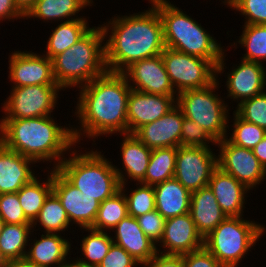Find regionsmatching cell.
Masks as SVG:
<instances>
[{"label": "cell", "mask_w": 266, "mask_h": 267, "mask_svg": "<svg viewBox=\"0 0 266 267\" xmlns=\"http://www.w3.org/2000/svg\"><path fill=\"white\" fill-rule=\"evenodd\" d=\"M32 224H5L0 234V259L3 263L24 261ZM31 234V235H30Z\"/></svg>", "instance_id": "28"}, {"label": "cell", "mask_w": 266, "mask_h": 267, "mask_svg": "<svg viewBox=\"0 0 266 267\" xmlns=\"http://www.w3.org/2000/svg\"><path fill=\"white\" fill-rule=\"evenodd\" d=\"M150 4L157 2V1H163V0H148Z\"/></svg>", "instance_id": "53"}, {"label": "cell", "mask_w": 266, "mask_h": 267, "mask_svg": "<svg viewBox=\"0 0 266 267\" xmlns=\"http://www.w3.org/2000/svg\"><path fill=\"white\" fill-rule=\"evenodd\" d=\"M230 8L245 16L244 24H266V0H236Z\"/></svg>", "instance_id": "41"}, {"label": "cell", "mask_w": 266, "mask_h": 267, "mask_svg": "<svg viewBox=\"0 0 266 267\" xmlns=\"http://www.w3.org/2000/svg\"><path fill=\"white\" fill-rule=\"evenodd\" d=\"M122 74L135 91L164 96L178 95L170 82L162 55L134 62Z\"/></svg>", "instance_id": "15"}, {"label": "cell", "mask_w": 266, "mask_h": 267, "mask_svg": "<svg viewBox=\"0 0 266 267\" xmlns=\"http://www.w3.org/2000/svg\"><path fill=\"white\" fill-rule=\"evenodd\" d=\"M51 116L27 119H0V142L35 163L53 162V168L76 147L73 125L61 126ZM73 146V147H72ZM67 151V152H66Z\"/></svg>", "instance_id": "3"}, {"label": "cell", "mask_w": 266, "mask_h": 267, "mask_svg": "<svg viewBox=\"0 0 266 267\" xmlns=\"http://www.w3.org/2000/svg\"><path fill=\"white\" fill-rule=\"evenodd\" d=\"M127 216V202L124 193L119 190L100 203L94 224L90 228L111 233L112 229Z\"/></svg>", "instance_id": "35"}, {"label": "cell", "mask_w": 266, "mask_h": 267, "mask_svg": "<svg viewBox=\"0 0 266 267\" xmlns=\"http://www.w3.org/2000/svg\"><path fill=\"white\" fill-rule=\"evenodd\" d=\"M181 109L175 105L158 120L140 127L134 135L150 149L179 147L182 123Z\"/></svg>", "instance_id": "19"}, {"label": "cell", "mask_w": 266, "mask_h": 267, "mask_svg": "<svg viewBox=\"0 0 266 267\" xmlns=\"http://www.w3.org/2000/svg\"><path fill=\"white\" fill-rule=\"evenodd\" d=\"M130 90L122 73L109 71L79 87L74 115L80 126L72 128L76 144H80L83 136L98 139L102 135L127 134Z\"/></svg>", "instance_id": "1"}, {"label": "cell", "mask_w": 266, "mask_h": 267, "mask_svg": "<svg viewBox=\"0 0 266 267\" xmlns=\"http://www.w3.org/2000/svg\"><path fill=\"white\" fill-rule=\"evenodd\" d=\"M236 0H224L222 1L224 5H227L228 7H230Z\"/></svg>", "instance_id": "51"}, {"label": "cell", "mask_w": 266, "mask_h": 267, "mask_svg": "<svg viewBox=\"0 0 266 267\" xmlns=\"http://www.w3.org/2000/svg\"><path fill=\"white\" fill-rule=\"evenodd\" d=\"M212 149L177 147L174 178L191 193L208 186L210 177L218 167V155H215L218 153H213Z\"/></svg>", "instance_id": "11"}, {"label": "cell", "mask_w": 266, "mask_h": 267, "mask_svg": "<svg viewBox=\"0 0 266 267\" xmlns=\"http://www.w3.org/2000/svg\"><path fill=\"white\" fill-rule=\"evenodd\" d=\"M112 232L115 234L112 235L113 243L124 248L140 265L148 262L157 253V245L145 235L135 217L128 215Z\"/></svg>", "instance_id": "23"}, {"label": "cell", "mask_w": 266, "mask_h": 267, "mask_svg": "<svg viewBox=\"0 0 266 267\" xmlns=\"http://www.w3.org/2000/svg\"><path fill=\"white\" fill-rule=\"evenodd\" d=\"M74 260V261H73ZM68 260L60 267H89L83 264H80L76 259ZM72 261V262H71Z\"/></svg>", "instance_id": "50"}, {"label": "cell", "mask_w": 266, "mask_h": 267, "mask_svg": "<svg viewBox=\"0 0 266 267\" xmlns=\"http://www.w3.org/2000/svg\"><path fill=\"white\" fill-rule=\"evenodd\" d=\"M183 265L184 267H223L205 247L184 254Z\"/></svg>", "instance_id": "44"}, {"label": "cell", "mask_w": 266, "mask_h": 267, "mask_svg": "<svg viewBox=\"0 0 266 267\" xmlns=\"http://www.w3.org/2000/svg\"><path fill=\"white\" fill-rule=\"evenodd\" d=\"M242 29L238 40L231 46L238 48L237 43L241 44L246 49L241 59L263 64L266 61V24H244Z\"/></svg>", "instance_id": "34"}, {"label": "cell", "mask_w": 266, "mask_h": 267, "mask_svg": "<svg viewBox=\"0 0 266 267\" xmlns=\"http://www.w3.org/2000/svg\"><path fill=\"white\" fill-rule=\"evenodd\" d=\"M265 232L263 224L242 216H227L204 237V247L223 267H237Z\"/></svg>", "instance_id": "7"}, {"label": "cell", "mask_w": 266, "mask_h": 267, "mask_svg": "<svg viewBox=\"0 0 266 267\" xmlns=\"http://www.w3.org/2000/svg\"><path fill=\"white\" fill-rule=\"evenodd\" d=\"M176 153V147L152 149L145 177L140 183L154 186L174 178Z\"/></svg>", "instance_id": "31"}, {"label": "cell", "mask_w": 266, "mask_h": 267, "mask_svg": "<svg viewBox=\"0 0 266 267\" xmlns=\"http://www.w3.org/2000/svg\"><path fill=\"white\" fill-rule=\"evenodd\" d=\"M184 267L183 255L163 254L157 252L156 255L140 267Z\"/></svg>", "instance_id": "45"}, {"label": "cell", "mask_w": 266, "mask_h": 267, "mask_svg": "<svg viewBox=\"0 0 266 267\" xmlns=\"http://www.w3.org/2000/svg\"><path fill=\"white\" fill-rule=\"evenodd\" d=\"M159 243L157 252L184 255L204 247V238L197 231L191 214L186 213L166 219ZM161 247L163 251H160Z\"/></svg>", "instance_id": "16"}, {"label": "cell", "mask_w": 266, "mask_h": 267, "mask_svg": "<svg viewBox=\"0 0 266 267\" xmlns=\"http://www.w3.org/2000/svg\"><path fill=\"white\" fill-rule=\"evenodd\" d=\"M233 116V125H231L233 126V131H231L232 133H227L226 139L234 145L253 150L266 136V130L243 120L235 111H233Z\"/></svg>", "instance_id": "36"}, {"label": "cell", "mask_w": 266, "mask_h": 267, "mask_svg": "<svg viewBox=\"0 0 266 267\" xmlns=\"http://www.w3.org/2000/svg\"><path fill=\"white\" fill-rule=\"evenodd\" d=\"M218 80L204 88L185 90L176 98V105L183 116L196 122L216 142L226 138L230 129V107L222 100L221 95L215 94V90L219 89Z\"/></svg>", "instance_id": "8"}, {"label": "cell", "mask_w": 266, "mask_h": 267, "mask_svg": "<svg viewBox=\"0 0 266 267\" xmlns=\"http://www.w3.org/2000/svg\"><path fill=\"white\" fill-rule=\"evenodd\" d=\"M17 8L26 15L27 12L34 6L36 0H13Z\"/></svg>", "instance_id": "48"}, {"label": "cell", "mask_w": 266, "mask_h": 267, "mask_svg": "<svg viewBox=\"0 0 266 267\" xmlns=\"http://www.w3.org/2000/svg\"><path fill=\"white\" fill-rule=\"evenodd\" d=\"M97 150H84L85 153L71 150L70 157H66L57 170L82 192V196L102 203L120 190V182L113 162Z\"/></svg>", "instance_id": "6"}, {"label": "cell", "mask_w": 266, "mask_h": 267, "mask_svg": "<svg viewBox=\"0 0 266 267\" xmlns=\"http://www.w3.org/2000/svg\"><path fill=\"white\" fill-rule=\"evenodd\" d=\"M52 192L59 198L71 224H77L75 226L80 228H89L94 224L100 202L82 196V192L57 169H52Z\"/></svg>", "instance_id": "14"}, {"label": "cell", "mask_w": 266, "mask_h": 267, "mask_svg": "<svg viewBox=\"0 0 266 267\" xmlns=\"http://www.w3.org/2000/svg\"><path fill=\"white\" fill-rule=\"evenodd\" d=\"M36 225L38 228L40 225L43 228L44 233L60 234L66 230L68 231L70 225L73 226V224L70 223L59 198L53 192H51L45 199L38 216L32 223V230L36 229Z\"/></svg>", "instance_id": "32"}, {"label": "cell", "mask_w": 266, "mask_h": 267, "mask_svg": "<svg viewBox=\"0 0 266 267\" xmlns=\"http://www.w3.org/2000/svg\"><path fill=\"white\" fill-rule=\"evenodd\" d=\"M264 64L241 59L240 63L233 65L231 72L227 73V97L242 101L252 98L266 91V68ZM239 100V101H238Z\"/></svg>", "instance_id": "18"}, {"label": "cell", "mask_w": 266, "mask_h": 267, "mask_svg": "<svg viewBox=\"0 0 266 267\" xmlns=\"http://www.w3.org/2000/svg\"><path fill=\"white\" fill-rule=\"evenodd\" d=\"M136 219L145 235L158 245L163 235L166 219L156 209Z\"/></svg>", "instance_id": "42"}, {"label": "cell", "mask_w": 266, "mask_h": 267, "mask_svg": "<svg viewBox=\"0 0 266 267\" xmlns=\"http://www.w3.org/2000/svg\"><path fill=\"white\" fill-rule=\"evenodd\" d=\"M168 1L151 4L162 21L165 47L210 60L216 66V78L219 77L218 74L221 76L226 70L227 50L221 47V43H218L201 23Z\"/></svg>", "instance_id": "4"}, {"label": "cell", "mask_w": 266, "mask_h": 267, "mask_svg": "<svg viewBox=\"0 0 266 267\" xmlns=\"http://www.w3.org/2000/svg\"><path fill=\"white\" fill-rule=\"evenodd\" d=\"M9 76L13 87L27 85H57L52 60L42 53L12 51L8 57Z\"/></svg>", "instance_id": "13"}, {"label": "cell", "mask_w": 266, "mask_h": 267, "mask_svg": "<svg viewBox=\"0 0 266 267\" xmlns=\"http://www.w3.org/2000/svg\"><path fill=\"white\" fill-rule=\"evenodd\" d=\"M31 164H35L32 159L22 156L0 142V194L17 193L36 177L34 166Z\"/></svg>", "instance_id": "21"}, {"label": "cell", "mask_w": 266, "mask_h": 267, "mask_svg": "<svg viewBox=\"0 0 266 267\" xmlns=\"http://www.w3.org/2000/svg\"><path fill=\"white\" fill-rule=\"evenodd\" d=\"M51 60L55 81L63 91L79 88L106 73L105 36L101 25L92 27L75 44Z\"/></svg>", "instance_id": "5"}, {"label": "cell", "mask_w": 266, "mask_h": 267, "mask_svg": "<svg viewBox=\"0 0 266 267\" xmlns=\"http://www.w3.org/2000/svg\"><path fill=\"white\" fill-rule=\"evenodd\" d=\"M93 0H36L34 6L25 15V20L41 19L44 22L70 21L79 17L78 13L93 4ZM76 16V17H75Z\"/></svg>", "instance_id": "27"}, {"label": "cell", "mask_w": 266, "mask_h": 267, "mask_svg": "<svg viewBox=\"0 0 266 267\" xmlns=\"http://www.w3.org/2000/svg\"><path fill=\"white\" fill-rule=\"evenodd\" d=\"M176 98L131 89L127 105V133L134 134L143 125L164 116L176 105Z\"/></svg>", "instance_id": "17"}, {"label": "cell", "mask_w": 266, "mask_h": 267, "mask_svg": "<svg viewBox=\"0 0 266 267\" xmlns=\"http://www.w3.org/2000/svg\"><path fill=\"white\" fill-rule=\"evenodd\" d=\"M161 55L177 94L185 90L207 87L217 79L216 66L210 60L168 47H165Z\"/></svg>", "instance_id": "9"}, {"label": "cell", "mask_w": 266, "mask_h": 267, "mask_svg": "<svg viewBox=\"0 0 266 267\" xmlns=\"http://www.w3.org/2000/svg\"><path fill=\"white\" fill-rule=\"evenodd\" d=\"M122 136L120 156L123 161L121 169H124L121 170L114 165L120 185H128L127 179H130V182L140 183L145 177L152 149L148 148L134 134L127 133Z\"/></svg>", "instance_id": "24"}, {"label": "cell", "mask_w": 266, "mask_h": 267, "mask_svg": "<svg viewBox=\"0 0 266 267\" xmlns=\"http://www.w3.org/2000/svg\"><path fill=\"white\" fill-rule=\"evenodd\" d=\"M139 264L124 248L113 243L97 267H137Z\"/></svg>", "instance_id": "43"}, {"label": "cell", "mask_w": 266, "mask_h": 267, "mask_svg": "<svg viewBox=\"0 0 266 267\" xmlns=\"http://www.w3.org/2000/svg\"><path fill=\"white\" fill-rule=\"evenodd\" d=\"M210 143L212 146L217 144V142L196 122L184 117L180 146L211 148Z\"/></svg>", "instance_id": "39"}, {"label": "cell", "mask_w": 266, "mask_h": 267, "mask_svg": "<svg viewBox=\"0 0 266 267\" xmlns=\"http://www.w3.org/2000/svg\"><path fill=\"white\" fill-rule=\"evenodd\" d=\"M4 225H5V222H4V220L0 217V234H1V232L3 231Z\"/></svg>", "instance_id": "52"}, {"label": "cell", "mask_w": 266, "mask_h": 267, "mask_svg": "<svg viewBox=\"0 0 266 267\" xmlns=\"http://www.w3.org/2000/svg\"><path fill=\"white\" fill-rule=\"evenodd\" d=\"M87 20L85 17L58 23L46 42L44 55L52 59L75 44L91 29Z\"/></svg>", "instance_id": "29"}, {"label": "cell", "mask_w": 266, "mask_h": 267, "mask_svg": "<svg viewBox=\"0 0 266 267\" xmlns=\"http://www.w3.org/2000/svg\"><path fill=\"white\" fill-rule=\"evenodd\" d=\"M0 217L5 224H32L23 212L18 193L0 194Z\"/></svg>", "instance_id": "40"}, {"label": "cell", "mask_w": 266, "mask_h": 267, "mask_svg": "<svg viewBox=\"0 0 266 267\" xmlns=\"http://www.w3.org/2000/svg\"><path fill=\"white\" fill-rule=\"evenodd\" d=\"M189 213L203 238L227 217L209 186L191 193Z\"/></svg>", "instance_id": "25"}, {"label": "cell", "mask_w": 266, "mask_h": 267, "mask_svg": "<svg viewBox=\"0 0 266 267\" xmlns=\"http://www.w3.org/2000/svg\"><path fill=\"white\" fill-rule=\"evenodd\" d=\"M218 167L243 183L249 190L266 180V169L253 150L230 143L226 138L217 142Z\"/></svg>", "instance_id": "12"}, {"label": "cell", "mask_w": 266, "mask_h": 267, "mask_svg": "<svg viewBox=\"0 0 266 267\" xmlns=\"http://www.w3.org/2000/svg\"><path fill=\"white\" fill-rule=\"evenodd\" d=\"M136 187V189L131 188L130 193L126 190V184L120 185L127 202L128 215L135 218L155 210L154 187L142 183H136Z\"/></svg>", "instance_id": "37"}, {"label": "cell", "mask_w": 266, "mask_h": 267, "mask_svg": "<svg viewBox=\"0 0 266 267\" xmlns=\"http://www.w3.org/2000/svg\"><path fill=\"white\" fill-rule=\"evenodd\" d=\"M50 169L46 181L41 182V179L34 177L17 192L23 212L31 223L36 219L45 199L52 192V168Z\"/></svg>", "instance_id": "30"}, {"label": "cell", "mask_w": 266, "mask_h": 267, "mask_svg": "<svg viewBox=\"0 0 266 267\" xmlns=\"http://www.w3.org/2000/svg\"><path fill=\"white\" fill-rule=\"evenodd\" d=\"M107 23L101 27L109 72L122 73L134 62L161 55L165 49L162 21L152 5L143 12L114 16Z\"/></svg>", "instance_id": "2"}, {"label": "cell", "mask_w": 266, "mask_h": 267, "mask_svg": "<svg viewBox=\"0 0 266 267\" xmlns=\"http://www.w3.org/2000/svg\"><path fill=\"white\" fill-rule=\"evenodd\" d=\"M3 261L0 259V267H2L3 266Z\"/></svg>", "instance_id": "54"}, {"label": "cell", "mask_w": 266, "mask_h": 267, "mask_svg": "<svg viewBox=\"0 0 266 267\" xmlns=\"http://www.w3.org/2000/svg\"><path fill=\"white\" fill-rule=\"evenodd\" d=\"M208 186L227 216H244V203L246 204L245 200L248 197L246 194L250 190L243 183L217 167L210 177Z\"/></svg>", "instance_id": "22"}, {"label": "cell", "mask_w": 266, "mask_h": 267, "mask_svg": "<svg viewBox=\"0 0 266 267\" xmlns=\"http://www.w3.org/2000/svg\"><path fill=\"white\" fill-rule=\"evenodd\" d=\"M235 109L243 120L266 130V91L242 101Z\"/></svg>", "instance_id": "38"}, {"label": "cell", "mask_w": 266, "mask_h": 267, "mask_svg": "<svg viewBox=\"0 0 266 267\" xmlns=\"http://www.w3.org/2000/svg\"><path fill=\"white\" fill-rule=\"evenodd\" d=\"M29 242L24 261L34 267H60L70 259L71 242L60 233H44ZM33 244V245H32ZM69 255V257H68Z\"/></svg>", "instance_id": "20"}, {"label": "cell", "mask_w": 266, "mask_h": 267, "mask_svg": "<svg viewBox=\"0 0 266 267\" xmlns=\"http://www.w3.org/2000/svg\"><path fill=\"white\" fill-rule=\"evenodd\" d=\"M2 267H34V266L26 263L25 261H16V262L4 263Z\"/></svg>", "instance_id": "49"}, {"label": "cell", "mask_w": 266, "mask_h": 267, "mask_svg": "<svg viewBox=\"0 0 266 267\" xmlns=\"http://www.w3.org/2000/svg\"><path fill=\"white\" fill-rule=\"evenodd\" d=\"M58 85H27L12 87L3 103L4 116L0 119H27L51 116L59 98Z\"/></svg>", "instance_id": "10"}, {"label": "cell", "mask_w": 266, "mask_h": 267, "mask_svg": "<svg viewBox=\"0 0 266 267\" xmlns=\"http://www.w3.org/2000/svg\"><path fill=\"white\" fill-rule=\"evenodd\" d=\"M88 234L80 240L81 254L84 258H76V260L83 265L89 267H97L103 258L108 253L113 244L112 236L107 231H99L92 228H82Z\"/></svg>", "instance_id": "33"}, {"label": "cell", "mask_w": 266, "mask_h": 267, "mask_svg": "<svg viewBox=\"0 0 266 267\" xmlns=\"http://www.w3.org/2000/svg\"><path fill=\"white\" fill-rule=\"evenodd\" d=\"M253 153L266 169V136L253 148Z\"/></svg>", "instance_id": "47"}, {"label": "cell", "mask_w": 266, "mask_h": 267, "mask_svg": "<svg viewBox=\"0 0 266 267\" xmlns=\"http://www.w3.org/2000/svg\"><path fill=\"white\" fill-rule=\"evenodd\" d=\"M155 209L165 218L190 212L191 192L175 178L156 184Z\"/></svg>", "instance_id": "26"}, {"label": "cell", "mask_w": 266, "mask_h": 267, "mask_svg": "<svg viewBox=\"0 0 266 267\" xmlns=\"http://www.w3.org/2000/svg\"><path fill=\"white\" fill-rule=\"evenodd\" d=\"M25 19V15L17 8L13 0H0V23L1 21H11Z\"/></svg>", "instance_id": "46"}]
</instances>
